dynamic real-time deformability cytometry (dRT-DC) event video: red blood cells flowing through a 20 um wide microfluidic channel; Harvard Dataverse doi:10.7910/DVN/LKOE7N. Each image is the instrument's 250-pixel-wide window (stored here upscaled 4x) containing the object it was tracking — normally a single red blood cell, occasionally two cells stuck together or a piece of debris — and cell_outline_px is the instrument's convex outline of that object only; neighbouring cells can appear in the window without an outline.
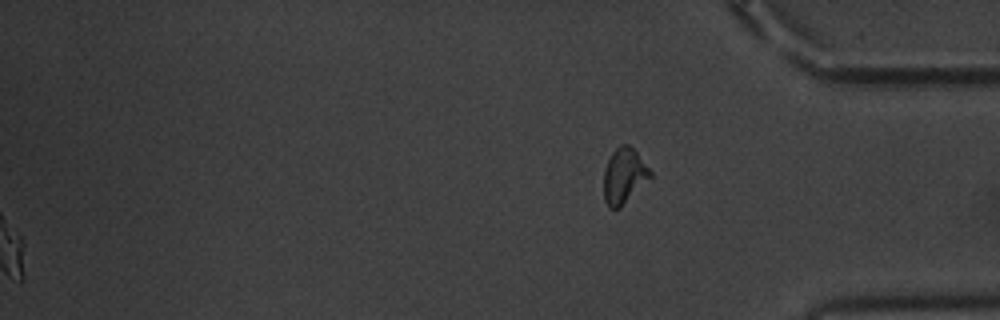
{"species": "common noctule bat (a hibernating species)", "species_latin": "Nyctalus noctula", "temperature_condition": "warm", "stored_images_in_passage": 61, "segment_of_instrument_passage": [2, 2], "camera_frame_rate_fps": 3000, "um_per_image_px": 0.085, "animal": {"sex": "male", "body_mass_g": 20.1, "forearm_length_mm": 53.5}, "frame": {"image": 1, "passage_image": 61, "time_ms": 20.0, "image_size_px": [1000, 320], "cell_outline_px": [[652, 176], [620, 208], [608, 208], [604, 200], [604, 168], [612, 152], [620, 144], [628, 144], [636, 152], [652, 172]], "centroid_in_image_um": [53.03, 14.95], "position_along_channel_um": 382.2, "area_um2": 14.91}}